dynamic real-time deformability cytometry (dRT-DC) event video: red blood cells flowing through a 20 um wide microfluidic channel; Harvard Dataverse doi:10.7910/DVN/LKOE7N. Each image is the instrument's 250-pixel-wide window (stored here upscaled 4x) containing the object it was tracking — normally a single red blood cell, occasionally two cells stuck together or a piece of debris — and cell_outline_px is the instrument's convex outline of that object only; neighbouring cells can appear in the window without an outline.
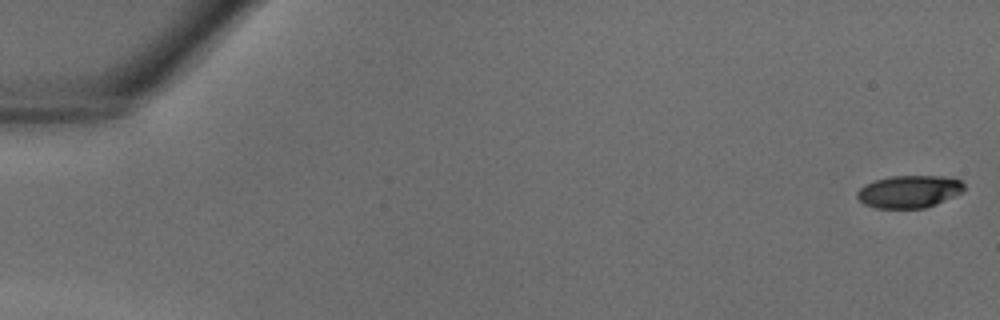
{"species": "common noctule bat (a hibernating species)", "species_latin": "Nyctalus noctula", "temperature_condition": "warm", "stored_images_in_passage": 15, "camera_frame_rate_fps": 3000, "um_per_image_px": 0.085, "animal": {"sex": "male", "body_mass_g": 18.8}, "frame": {"image": 1, "passage_image": 1, "time_ms": 0.0, "image_size_px": [1000, 320], "cell_outline_px": [[964, 188], [960, 192], [936, 204], [924, 208], [876, 208], [864, 204], [856, 196], [856, 192], [864, 184], [876, 180], [892, 176], [944, 176], [960, 180], [964, 184]], "centroid_in_image_um": [77.24, 16.28], "position_along_channel_um": 7.8, "area_um2": 20.06}}